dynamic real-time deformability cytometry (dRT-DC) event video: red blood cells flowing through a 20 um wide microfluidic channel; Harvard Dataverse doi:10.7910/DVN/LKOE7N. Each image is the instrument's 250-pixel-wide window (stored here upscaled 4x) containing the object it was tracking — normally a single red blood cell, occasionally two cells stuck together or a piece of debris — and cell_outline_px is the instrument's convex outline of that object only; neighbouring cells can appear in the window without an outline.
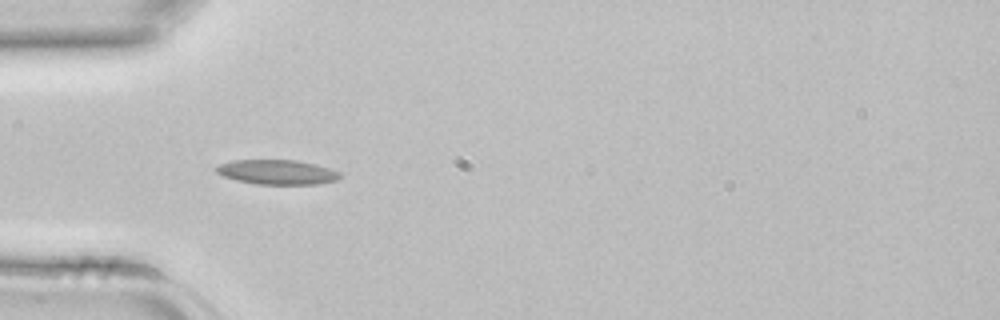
{"species": "common noctule bat (a hibernating species)", "species_latin": "Nyctalus noctula", "temperature_condition": "room temperature", "stored_images_in_passage": 31, "camera_frame_rate_fps": 3000, "um_per_image_px": 0.085, "animal": {"sex": "female", "body_mass_g": 22.7, "forearm_length_mm": 54.2}, "frame": {"image": 1, "passage_image": 1, "time_ms": 0.0, "image_size_px": [1000, 320], "cell_outline_px": [[340, 176], [336, 180], [316, 184], [256, 184], [236, 180], [224, 176], [216, 172], [212, 168], [220, 164], [232, 160], [296, 160], [316, 164], [340, 172]], "centroid_in_image_um": [23.51, 14.62], "position_along_channel_um": 61.5, "area_um2": 17.74}}
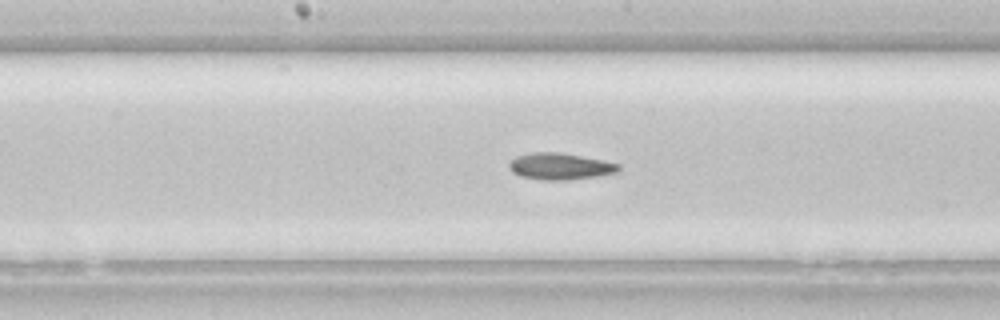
{"frame": {"image": 2, "passage_image": 10, "time_ms": 3.0, "image_size_px": [1000, 320], "cell_outline_px": [[620, 172], [596, 176], [568, 180], [544, 180], [520, 176], [512, 172], [508, 164], [516, 156], [532, 152], [556, 152], [604, 160], [620, 164]], "centroid_in_image_um": [47.62, 14.14], "position_along_channel_um": 200.6, "area_um2": 16.94}}